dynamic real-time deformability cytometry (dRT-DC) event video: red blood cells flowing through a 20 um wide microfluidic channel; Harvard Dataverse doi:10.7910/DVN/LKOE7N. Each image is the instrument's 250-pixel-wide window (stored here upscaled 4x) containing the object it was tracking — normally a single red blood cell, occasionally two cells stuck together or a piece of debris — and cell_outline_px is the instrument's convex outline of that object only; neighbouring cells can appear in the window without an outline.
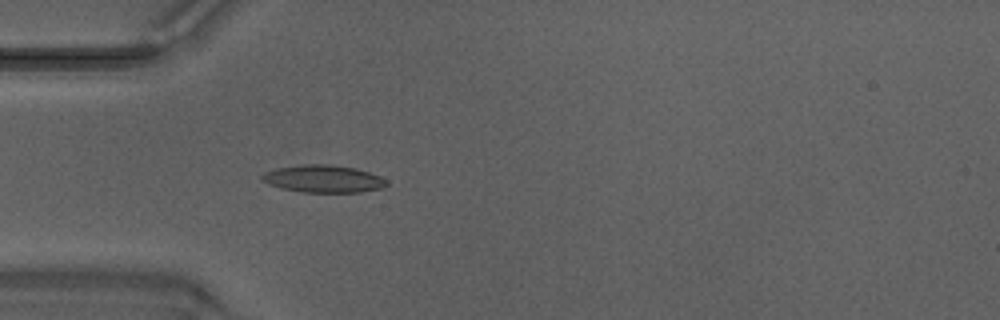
{"species": "Egyptian fruit bat (a non-hibernating species)", "species_latin": "Rousettus aegyptiacus", "temperature_condition": "warm", "stored_images_in_passage": 49, "camera_frame_rate_fps": 3000, "um_per_image_px": 0.085, "animal": {"sex": "male"}, "frame": {"image": 1, "passage_image": 15, "time_ms": 4.667, "image_size_px": [1000, 320], "cell_outline_px": [[388, 184], [384, 188], [360, 192], [304, 192], [280, 188], [268, 184], [260, 176], [264, 172], [276, 168], [304, 164], [328, 164], [356, 168], [380, 176], [388, 180]], "centroid_in_image_um": [27.51, 15.2], "position_along_channel_um": 57.5, "area_um2": 20.0}}
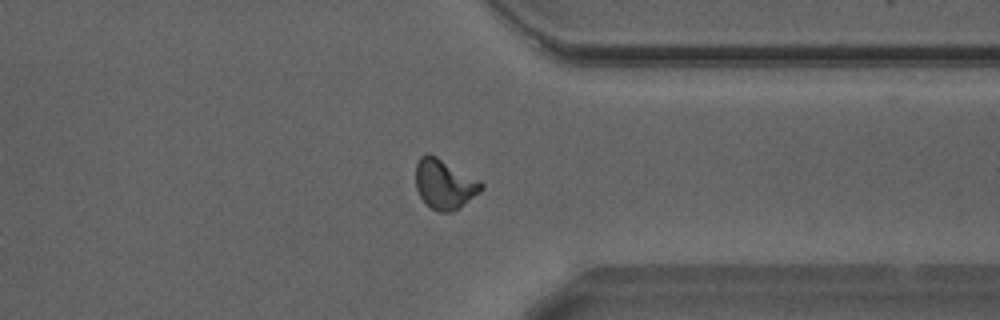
{"frame": {"image": 2, "passage_image": 38, "time_ms": 12.333, "image_size_px": [1000, 320], "cell_outline_px": [[484, 188], [480, 192], [460, 208], [452, 212], [440, 212], [432, 208], [420, 196], [416, 188], [416, 164], [420, 156], [424, 152], [428, 152], [436, 156], [480, 180], [484, 184]], "centroid_in_image_um": [37.79, 15.63], "position_along_channel_um": 373.6, "area_um2": 19.07}}
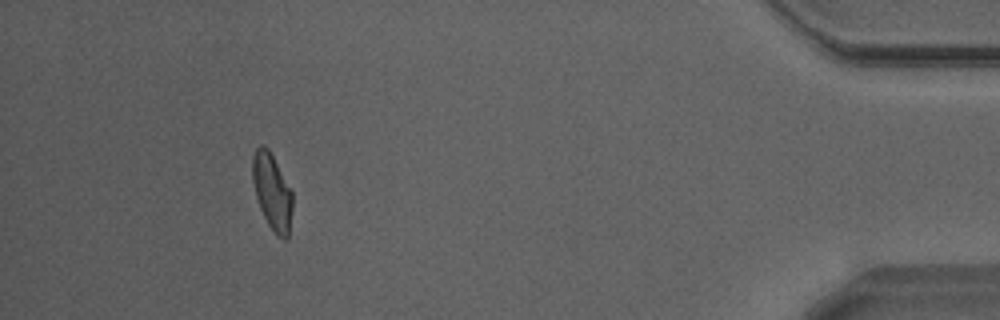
{"frame": {"image": 3, "passage_image": 45, "time_ms": 14.667, "image_size_px": [1000, 320], "cell_outline_px": [[292, 208], [288, 240], [280, 240], [276, 236], [268, 224], [260, 208], [256, 196], [252, 180], [252, 156], [256, 148], [260, 144], [264, 144], [268, 148], [292, 192]], "centroid_in_image_um": [23.12, 16.33], "position_along_channel_um": 412.1, "area_um2": 17.8}, "authors_computed_cell_mechanics": {"area_um2": 17.918, "velocity_mm_per_s": 4.2247, "shape_relaxation_time_tau1_ms": 5.5607, "shape_relaxation_time_tau2_ms": 1.4843, "deformation_change_tau1": 0.1771, "deformation_change_tau2": 0.0879}}